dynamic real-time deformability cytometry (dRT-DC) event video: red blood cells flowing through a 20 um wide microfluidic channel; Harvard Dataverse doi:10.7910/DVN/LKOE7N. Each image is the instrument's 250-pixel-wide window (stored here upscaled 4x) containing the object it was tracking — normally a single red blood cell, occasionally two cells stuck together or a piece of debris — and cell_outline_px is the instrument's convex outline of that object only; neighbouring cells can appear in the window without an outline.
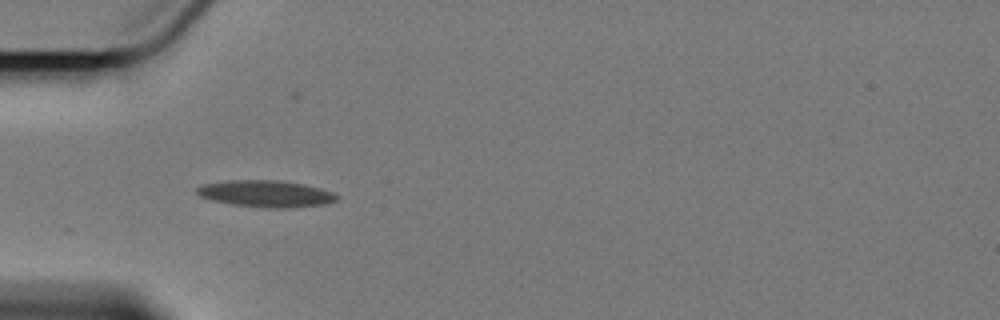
{"species": "Egyptian fruit bat (a non-hibernating species)", "species_latin": "Rousettus aegyptiacus", "temperature_condition": "cold", "stored_images_in_passage": 2, "camera_frame_rate_fps": 3000, "um_per_image_px": 0.085, "animal": {"sex": "female"}, "frame": {"image": 1, "passage_image": 1, "time_ms": 0.0, "image_size_px": [1000, 320], "cell_outline_px": [[340, 196], [336, 200], [324, 204], [292, 208], [264, 208], [232, 204], [212, 200], [200, 196], [196, 192], [196, 188], [204, 184], [228, 180], [280, 180], [304, 184], [320, 188], [332, 192]], "centroid_in_image_um": [22.62, 16.46], "position_along_channel_um": 62.4, "area_um2": 21.85}}
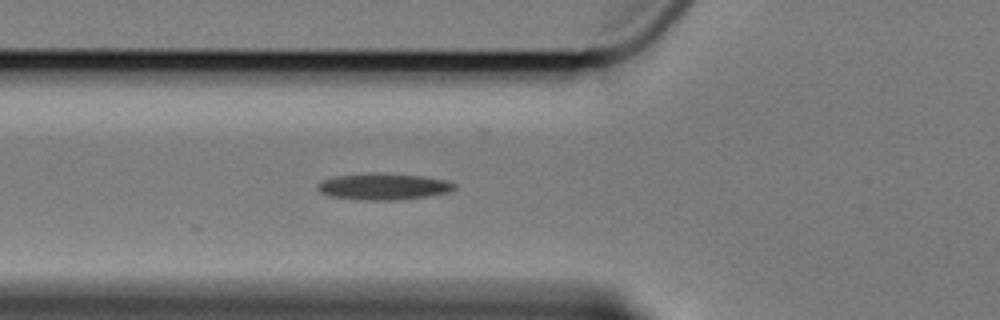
{"frame": {"image": 2, "passage_image": 2, "time_ms": 1.0, "image_size_px": [1000, 320], "cell_outline_px": [[456, 188], [448, 192], [428, 196], [400, 200], [364, 200], [328, 196], [320, 192], [316, 188], [316, 184], [320, 180], [336, 176], [424, 176], [448, 180], [456, 184]], "centroid_in_image_um": [32.61, 15.91], "position_along_channel_um": 93.2, "area_um2": 20.17}}